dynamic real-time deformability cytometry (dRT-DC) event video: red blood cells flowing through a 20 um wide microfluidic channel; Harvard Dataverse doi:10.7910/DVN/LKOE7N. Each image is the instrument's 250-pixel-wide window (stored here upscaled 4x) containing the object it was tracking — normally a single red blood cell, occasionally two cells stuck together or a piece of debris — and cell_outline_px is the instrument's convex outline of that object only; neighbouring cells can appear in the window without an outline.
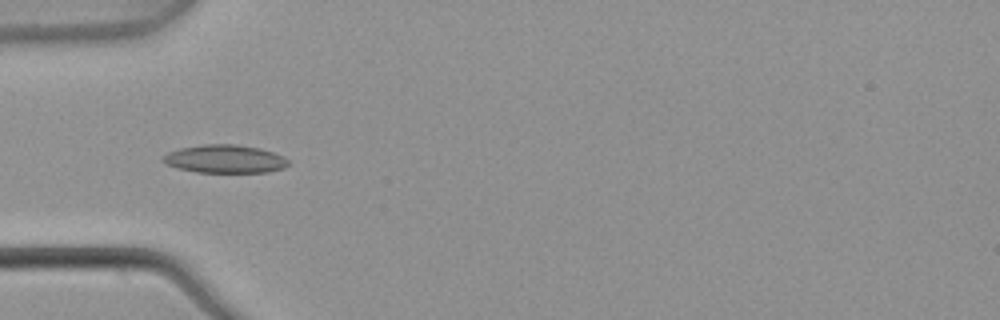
{"species": "common noctule bat (a hibernating species)", "species_latin": "Nyctalus noctula", "temperature_condition": "warm", "stored_images_in_passage": 5, "camera_frame_rate_fps": 3000, "um_per_image_px": 0.085, "animal": {"sex": "male", "body_mass_g": 21.5, "forearm_length_mm": 52.0}, "frame": {"image": 1, "passage_image": 3, "time_ms": 0.667, "image_size_px": [1000, 320], "cell_outline_px": [[288, 164], [284, 168], [268, 172], [196, 172], [176, 168], [164, 164], [160, 160], [160, 156], [168, 152], [180, 148], [204, 144], [236, 144], [260, 148], [284, 156], [288, 160]], "centroid_in_image_um": [19.06, 13.51], "position_along_channel_um": 65.9, "area_um2": 20.81}}
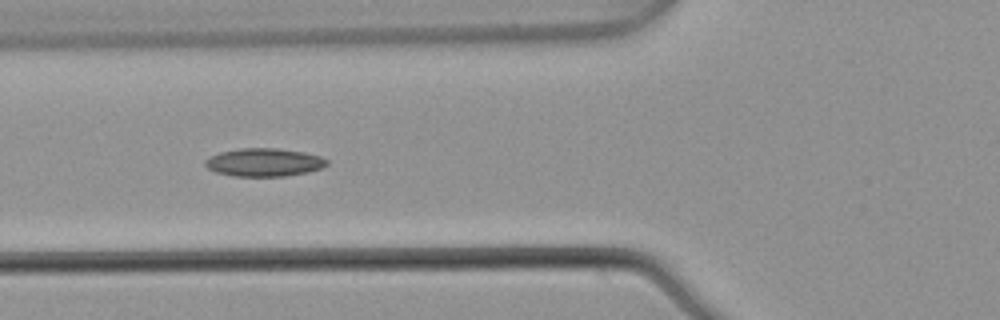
{"frame": {"image": 2, "passage_image": 4, "time_ms": 1.0, "image_size_px": [1000, 320], "cell_outline_px": [[328, 164], [320, 168], [308, 172], [284, 176], [232, 176], [216, 172], [208, 168], [204, 164], [204, 160], [220, 152], [240, 148], [276, 148], [304, 152], [320, 156], [328, 160]], "centroid_in_image_um": [22.44, 13.8], "position_along_channel_um": 103.4, "area_um2": 19.88}}
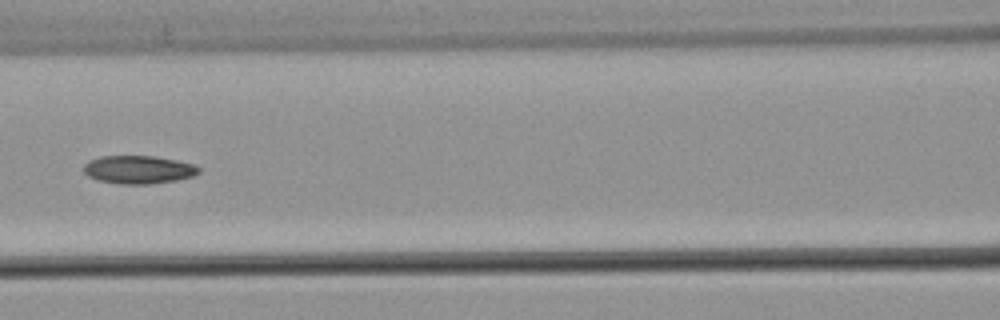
{"frame": {"image": 3, "passage_image": 5, "time_ms": 1.333, "image_size_px": [1000, 320], "cell_outline_px": [[200, 172], [192, 176], [176, 180], [152, 184], [120, 184], [96, 180], [88, 176], [84, 172], [84, 164], [88, 160], [100, 156], [156, 156], [176, 160], [192, 164], [200, 168]], "centroid_in_image_um": [11.74, 14.42], "position_along_channel_um": 154.9, "area_um2": 18.96}}